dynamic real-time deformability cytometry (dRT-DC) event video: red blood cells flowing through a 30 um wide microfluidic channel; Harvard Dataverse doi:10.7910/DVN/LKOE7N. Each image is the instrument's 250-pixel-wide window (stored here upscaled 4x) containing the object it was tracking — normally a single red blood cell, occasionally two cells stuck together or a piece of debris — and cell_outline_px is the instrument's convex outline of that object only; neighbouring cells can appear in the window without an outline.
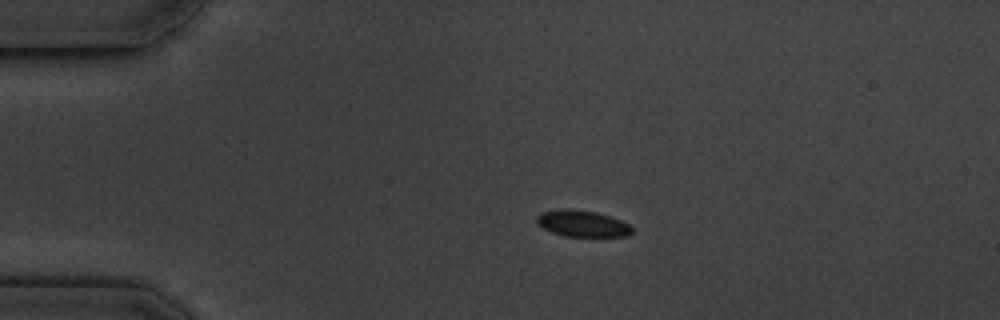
{"species": "common noctule bat (a hibernating species)", "species_latin": "Nyctalus noctula", "temperature_condition": "cold", "stored_images_in_passage": 14, "camera_frame_rate_fps": 3000, "um_per_image_px": 0.085, "animal": {"sex": "male", "body_mass_g": 19.5, "forearm_length_mm": 54.6}, "frame": {"image": 1, "passage_image": 3, "time_ms": 2.333, "image_size_px": [1000, 320], "cell_outline_px": [[632, 232], [628, 236], [564, 236], [552, 232], [544, 228], [536, 220], [536, 216], [540, 212], [560, 208], [572, 208], [596, 212], [620, 220], [628, 224], [632, 228]], "centroid_in_image_um": [49.47, 18.98], "position_along_channel_um": 35.5, "area_um2": 14.62}}
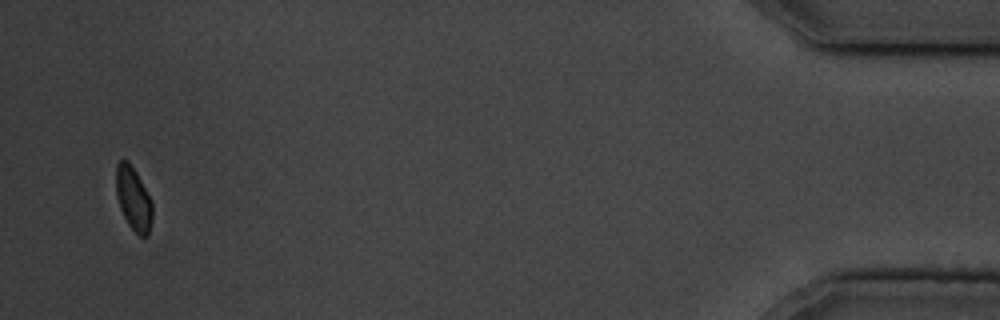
{"frame": {"image": 2, "passage_image": 14, "time_ms": 17.0, "image_size_px": [1000, 320], "cell_outline_px": [[152, 220], [148, 236], [140, 236], [128, 224], [120, 208], [116, 196], [116, 164], [120, 160], [128, 160], [136, 172], [152, 200]], "centroid_in_image_um": [11.34, 16.88], "position_along_channel_um": 423.9, "area_um2": 13.47}, "authors_computed_cell_mechanics": {"area_um2": 14.9702, "velocity_mm_per_s": 3.4653, "shape_relaxation_time_tau1_ms": 8.8251, "shape_relaxation_time_tau2_ms": null, "deformation_change_tau1": 0.0752, "deformation_change_tau2": null}}